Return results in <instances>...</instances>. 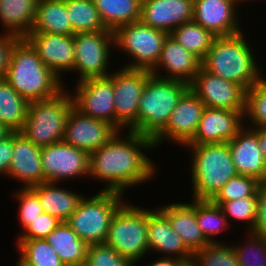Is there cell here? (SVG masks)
Listing matches in <instances>:
<instances>
[{"mask_svg": "<svg viewBox=\"0 0 266 266\" xmlns=\"http://www.w3.org/2000/svg\"><path fill=\"white\" fill-rule=\"evenodd\" d=\"M169 35L201 61L205 58L216 38L212 32L204 29L193 20L178 26Z\"/></svg>", "mask_w": 266, "mask_h": 266, "instance_id": "1f68e13d", "label": "cell"}, {"mask_svg": "<svg viewBox=\"0 0 266 266\" xmlns=\"http://www.w3.org/2000/svg\"><path fill=\"white\" fill-rule=\"evenodd\" d=\"M67 14L74 34L110 31L103 24L93 0H67Z\"/></svg>", "mask_w": 266, "mask_h": 266, "instance_id": "d6a6232c", "label": "cell"}, {"mask_svg": "<svg viewBox=\"0 0 266 266\" xmlns=\"http://www.w3.org/2000/svg\"><path fill=\"white\" fill-rule=\"evenodd\" d=\"M191 151L192 199L211 200L233 177L238 175L228 143L195 145Z\"/></svg>", "mask_w": 266, "mask_h": 266, "instance_id": "277c9868", "label": "cell"}, {"mask_svg": "<svg viewBox=\"0 0 266 266\" xmlns=\"http://www.w3.org/2000/svg\"><path fill=\"white\" fill-rule=\"evenodd\" d=\"M238 9L233 0H193V21L216 37L232 36L242 32Z\"/></svg>", "mask_w": 266, "mask_h": 266, "instance_id": "ac0fdd59", "label": "cell"}, {"mask_svg": "<svg viewBox=\"0 0 266 266\" xmlns=\"http://www.w3.org/2000/svg\"><path fill=\"white\" fill-rule=\"evenodd\" d=\"M147 227L148 209L125 200L111 219L105 244L136 266L149 254Z\"/></svg>", "mask_w": 266, "mask_h": 266, "instance_id": "52a82bcc", "label": "cell"}, {"mask_svg": "<svg viewBox=\"0 0 266 266\" xmlns=\"http://www.w3.org/2000/svg\"><path fill=\"white\" fill-rule=\"evenodd\" d=\"M245 36L242 31L232 36L216 37L201 61V66L208 72L248 90L265 75L258 65L255 50Z\"/></svg>", "mask_w": 266, "mask_h": 266, "instance_id": "7a4b0ae2", "label": "cell"}, {"mask_svg": "<svg viewBox=\"0 0 266 266\" xmlns=\"http://www.w3.org/2000/svg\"><path fill=\"white\" fill-rule=\"evenodd\" d=\"M257 193L256 220L250 233L266 237V182H260Z\"/></svg>", "mask_w": 266, "mask_h": 266, "instance_id": "f6af8a7d", "label": "cell"}, {"mask_svg": "<svg viewBox=\"0 0 266 266\" xmlns=\"http://www.w3.org/2000/svg\"><path fill=\"white\" fill-rule=\"evenodd\" d=\"M234 1V3L236 4V6L237 7H239V5H241V4H239V3H243V2H247L248 0H233ZM251 1V0H250Z\"/></svg>", "mask_w": 266, "mask_h": 266, "instance_id": "816d5d0a", "label": "cell"}, {"mask_svg": "<svg viewBox=\"0 0 266 266\" xmlns=\"http://www.w3.org/2000/svg\"><path fill=\"white\" fill-rule=\"evenodd\" d=\"M15 200L18 201L19 221L23 230L35 220L43 211L38 195L31 188L22 187L15 192ZM20 202V203H19Z\"/></svg>", "mask_w": 266, "mask_h": 266, "instance_id": "b9f144b4", "label": "cell"}, {"mask_svg": "<svg viewBox=\"0 0 266 266\" xmlns=\"http://www.w3.org/2000/svg\"><path fill=\"white\" fill-rule=\"evenodd\" d=\"M193 20V0H142L140 21L170 34Z\"/></svg>", "mask_w": 266, "mask_h": 266, "instance_id": "44dd1931", "label": "cell"}, {"mask_svg": "<svg viewBox=\"0 0 266 266\" xmlns=\"http://www.w3.org/2000/svg\"><path fill=\"white\" fill-rule=\"evenodd\" d=\"M41 161L44 182L63 185L67 179L89 177V153L64 140L41 147Z\"/></svg>", "mask_w": 266, "mask_h": 266, "instance_id": "7c38bea8", "label": "cell"}, {"mask_svg": "<svg viewBox=\"0 0 266 266\" xmlns=\"http://www.w3.org/2000/svg\"><path fill=\"white\" fill-rule=\"evenodd\" d=\"M243 116L247 127L266 128V78L246 90Z\"/></svg>", "mask_w": 266, "mask_h": 266, "instance_id": "d590c367", "label": "cell"}, {"mask_svg": "<svg viewBox=\"0 0 266 266\" xmlns=\"http://www.w3.org/2000/svg\"><path fill=\"white\" fill-rule=\"evenodd\" d=\"M58 184L44 182L30 188L38 195L44 212L66 222L85 195L59 187Z\"/></svg>", "mask_w": 266, "mask_h": 266, "instance_id": "484cf974", "label": "cell"}, {"mask_svg": "<svg viewBox=\"0 0 266 266\" xmlns=\"http://www.w3.org/2000/svg\"><path fill=\"white\" fill-rule=\"evenodd\" d=\"M73 107L71 92L65 88L52 98L29 102L20 133L39 147L62 141Z\"/></svg>", "mask_w": 266, "mask_h": 266, "instance_id": "8992f818", "label": "cell"}, {"mask_svg": "<svg viewBox=\"0 0 266 266\" xmlns=\"http://www.w3.org/2000/svg\"><path fill=\"white\" fill-rule=\"evenodd\" d=\"M189 88L207 108L244 111L246 90L234 82L212 74L202 66Z\"/></svg>", "mask_w": 266, "mask_h": 266, "instance_id": "9a60e30c", "label": "cell"}, {"mask_svg": "<svg viewBox=\"0 0 266 266\" xmlns=\"http://www.w3.org/2000/svg\"><path fill=\"white\" fill-rule=\"evenodd\" d=\"M13 152V133L5 140L0 141V176L8 175Z\"/></svg>", "mask_w": 266, "mask_h": 266, "instance_id": "bcb514c9", "label": "cell"}, {"mask_svg": "<svg viewBox=\"0 0 266 266\" xmlns=\"http://www.w3.org/2000/svg\"><path fill=\"white\" fill-rule=\"evenodd\" d=\"M20 39L21 37L14 34L0 33V79H4L10 64L12 51Z\"/></svg>", "mask_w": 266, "mask_h": 266, "instance_id": "ee69618b", "label": "cell"}, {"mask_svg": "<svg viewBox=\"0 0 266 266\" xmlns=\"http://www.w3.org/2000/svg\"><path fill=\"white\" fill-rule=\"evenodd\" d=\"M229 243L208 244L193 253L192 266H239L235 250Z\"/></svg>", "mask_w": 266, "mask_h": 266, "instance_id": "8d00e7d4", "label": "cell"}, {"mask_svg": "<svg viewBox=\"0 0 266 266\" xmlns=\"http://www.w3.org/2000/svg\"><path fill=\"white\" fill-rule=\"evenodd\" d=\"M122 197V193L102 190L92 197L85 195L66 223L87 245L103 244L113 215L125 202Z\"/></svg>", "mask_w": 266, "mask_h": 266, "instance_id": "ba28073f", "label": "cell"}, {"mask_svg": "<svg viewBox=\"0 0 266 266\" xmlns=\"http://www.w3.org/2000/svg\"><path fill=\"white\" fill-rule=\"evenodd\" d=\"M188 88L185 82L151 74L139 100L137 133L154 138L166 126L178 100Z\"/></svg>", "mask_w": 266, "mask_h": 266, "instance_id": "5b68a950", "label": "cell"}, {"mask_svg": "<svg viewBox=\"0 0 266 266\" xmlns=\"http://www.w3.org/2000/svg\"><path fill=\"white\" fill-rule=\"evenodd\" d=\"M112 47V48H111ZM114 47L113 31L76 33L74 35L75 63L73 72L79 80L107 77ZM111 49V50H110Z\"/></svg>", "mask_w": 266, "mask_h": 266, "instance_id": "8fae6325", "label": "cell"}, {"mask_svg": "<svg viewBox=\"0 0 266 266\" xmlns=\"http://www.w3.org/2000/svg\"><path fill=\"white\" fill-rule=\"evenodd\" d=\"M86 266H134L128 258L120 256L105 243L88 245Z\"/></svg>", "mask_w": 266, "mask_h": 266, "instance_id": "60d3db41", "label": "cell"}, {"mask_svg": "<svg viewBox=\"0 0 266 266\" xmlns=\"http://www.w3.org/2000/svg\"><path fill=\"white\" fill-rule=\"evenodd\" d=\"M200 67L201 60L168 35L164 41L160 59L150 72L156 77L179 80L189 85ZM163 70L166 75L165 73L163 75Z\"/></svg>", "mask_w": 266, "mask_h": 266, "instance_id": "ffe728a7", "label": "cell"}, {"mask_svg": "<svg viewBox=\"0 0 266 266\" xmlns=\"http://www.w3.org/2000/svg\"><path fill=\"white\" fill-rule=\"evenodd\" d=\"M45 240L65 266L85 265L88 245L66 222H61Z\"/></svg>", "mask_w": 266, "mask_h": 266, "instance_id": "f1b7e54d", "label": "cell"}, {"mask_svg": "<svg viewBox=\"0 0 266 266\" xmlns=\"http://www.w3.org/2000/svg\"><path fill=\"white\" fill-rule=\"evenodd\" d=\"M12 133L13 131H11L7 126L0 123V141L5 140Z\"/></svg>", "mask_w": 266, "mask_h": 266, "instance_id": "681fc988", "label": "cell"}, {"mask_svg": "<svg viewBox=\"0 0 266 266\" xmlns=\"http://www.w3.org/2000/svg\"><path fill=\"white\" fill-rule=\"evenodd\" d=\"M19 259H17L16 262V266H31L29 264H27L25 261H23L20 257H18Z\"/></svg>", "mask_w": 266, "mask_h": 266, "instance_id": "f907efd6", "label": "cell"}, {"mask_svg": "<svg viewBox=\"0 0 266 266\" xmlns=\"http://www.w3.org/2000/svg\"><path fill=\"white\" fill-rule=\"evenodd\" d=\"M4 79L28 102L52 98L67 88L25 38L15 44Z\"/></svg>", "mask_w": 266, "mask_h": 266, "instance_id": "3957f363", "label": "cell"}, {"mask_svg": "<svg viewBox=\"0 0 266 266\" xmlns=\"http://www.w3.org/2000/svg\"><path fill=\"white\" fill-rule=\"evenodd\" d=\"M248 234V235H247ZM245 243L232 245L239 266H266V237L247 232ZM249 237V238H248Z\"/></svg>", "mask_w": 266, "mask_h": 266, "instance_id": "f35d334b", "label": "cell"}, {"mask_svg": "<svg viewBox=\"0 0 266 266\" xmlns=\"http://www.w3.org/2000/svg\"><path fill=\"white\" fill-rule=\"evenodd\" d=\"M151 72L146 69L119 68L108 77L114 84L115 129L137 133L139 100ZM127 128V129H126Z\"/></svg>", "mask_w": 266, "mask_h": 266, "instance_id": "30bf717a", "label": "cell"}, {"mask_svg": "<svg viewBox=\"0 0 266 266\" xmlns=\"http://www.w3.org/2000/svg\"><path fill=\"white\" fill-rule=\"evenodd\" d=\"M196 220L210 244L225 243L215 239V235L229 229L231 225L219 205L214 204L211 200L196 199Z\"/></svg>", "mask_w": 266, "mask_h": 266, "instance_id": "836d02e7", "label": "cell"}, {"mask_svg": "<svg viewBox=\"0 0 266 266\" xmlns=\"http://www.w3.org/2000/svg\"><path fill=\"white\" fill-rule=\"evenodd\" d=\"M258 143L266 163V128H258Z\"/></svg>", "mask_w": 266, "mask_h": 266, "instance_id": "c3c4849f", "label": "cell"}, {"mask_svg": "<svg viewBox=\"0 0 266 266\" xmlns=\"http://www.w3.org/2000/svg\"><path fill=\"white\" fill-rule=\"evenodd\" d=\"M31 32L75 35L67 14V0H39Z\"/></svg>", "mask_w": 266, "mask_h": 266, "instance_id": "83f0119b", "label": "cell"}, {"mask_svg": "<svg viewBox=\"0 0 266 266\" xmlns=\"http://www.w3.org/2000/svg\"><path fill=\"white\" fill-rule=\"evenodd\" d=\"M116 133L111 124L85 116L73 107L66 121L63 140L91 153L104 146Z\"/></svg>", "mask_w": 266, "mask_h": 266, "instance_id": "d6986e66", "label": "cell"}, {"mask_svg": "<svg viewBox=\"0 0 266 266\" xmlns=\"http://www.w3.org/2000/svg\"><path fill=\"white\" fill-rule=\"evenodd\" d=\"M114 48L120 49L130 58V63L122 66L129 69L151 71L158 63L163 44L168 33L143 24L141 21L129 23L114 32Z\"/></svg>", "mask_w": 266, "mask_h": 266, "instance_id": "9c48e42d", "label": "cell"}, {"mask_svg": "<svg viewBox=\"0 0 266 266\" xmlns=\"http://www.w3.org/2000/svg\"><path fill=\"white\" fill-rule=\"evenodd\" d=\"M158 209L168 218L173 230L182 238L183 243L192 252L210 244L196 220V199L189 202L168 203Z\"/></svg>", "mask_w": 266, "mask_h": 266, "instance_id": "d4e9b609", "label": "cell"}, {"mask_svg": "<svg viewBox=\"0 0 266 266\" xmlns=\"http://www.w3.org/2000/svg\"><path fill=\"white\" fill-rule=\"evenodd\" d=\"M142 0H93L105 27L115 31L120 26L140 21Z\"/></svg>", "mask_w": 266, "mask_h": 266, "instance_id": "f546056e", "label": "cell"}, {"mask_svg": "<svg viewBox=\"0 0 266 266\" xmlns=\"http://www.w3.org/2000/svg\"><path fill=\"white\" fill-rule=\"evenodd\" d=\"M205 108L200 98L188 88L178 100L166 126L153 138L155 147H160L166 140L177 146L187 145L195 135Z\"/></svg>", "mask_w": 266, "mask_h": 266, "instance_id": "5bb4252c", "label": "cell"}, {"mask_svg": "<svg viewBox=\"0 0 266 266\" xmlns=\"http://www.w3.org/2000/svg\"><path fill=\"white\" fill-rule=\"evenodd\" d=\"M260 181L251 176L238 174L231 178L211 199L216 205L254 195Z\"/></svg>", "mask_w": 266, "mask_h": 266, "instance_id": "74e56055", "label": "cell"}, {"mask_svg": "<svg viewBox=\"0 0 266 266\" xmlns=\"http://www.w3.org/2000/svg\"><path fill=\"white\" fill-rule=\"evenodd\" d=\"M124 135L117 131L104 146L89 153V177L106 183L102 191L124 194L130 186L152 181L159 170L146 155L148 149H155L153 138L130 130Z\"/></svg>", "mask_w": 266, "mask_h": 266, "instance_id": "6da1fadb", "label": "cell"}, {"mask_svg": "<svg viewBox=\"0 0 266 266\" xmlns=\"http://www.w3.org/2000/svg\"><path fill=\"white\" fill-rule=\"evenodd\" d=\"M238 174L251 176L260 182L266 179V163L258 143V128L244 126L228 142Z\"/></svg>", "mask_w": 266, "mask_h": 266, "instance_id": "603a6c76", "label": "cell"}, {"mask_svg": "<svg viewBox=\"0 0 266 266\" xmlns=\"http://www.w3.org/2000/svg\"><path fill=\"white\" fill-rule=\"evenodd\" d=\"M243 112L206 107L188 144L228 143L245 126Z\"/></svg>", "mask_w": 266, "mask_h": 266, "instance_id": "e0dca14e", "label": "cell"}, {"mask_svg": "<svg viewBox=\"0 0 266 266\" xmlns=\"http://www.w3.org/2000/svg\"><path fill=\"white\" fill-rule=\"evenodd\" d=\"M61 223L53 215L42 212L20 234L18 239H45Z\"/></svg>", "mask_w": 266, "mask_h": 266, "instance_id": "7bdbcfd3", "label": "cell"}, {"mask_svg": "<svg viewBox=\"0 0 266 266\" xmlns=\"http://www.w3.org/2000/svg\"><path fill=\"white\" fill-rule=\"evenodd\" d=\"M258 205V193L249 197H244L241 199H235L228 202H223L220 205L224 215L228 218L230 223L231 219L239 222H246L247 231L250 232L254 226L256 220Z\"/></svg>", "mask_w": 266, "mask_h": 266, "instance_id": "ab89813d", "label": "cell"}, {"mask_svg": "<svg viewBox=\"0 0 266 266\" xmlns=\"http://www.w3.org/2000/svg\"><path fill=\"white\" fill-rule=\"evenodd\" d=\"M39 0H0V23L5 33L25 38L35 21Z\"/></svg>", "mask_w": 266, "mask_h": 266, "instance_id": "4316f807", "label": "cell"}, {"mask_svg": "<svg viewBox=\"0 0 266 266\" xmlns=\"http://www.w3.org/2000/svg\"><path fill=\"white\" fill-rule=\"evenodd\" d=\"M162 257L160 256L159 259L153 260L154 262H150L151 264L144 266H187L188 265V263L185 260H182L180 258L166 257V256Z\"/></svg>", "mask_w": 266, "mask_h": 266, "instance_id": "7dc6e473", "label": "cell"}, {"mask_svg": "<svg viewBox=\"0 0 266 266\" xmlns=\"http://www.w3.org/2000/svg\"><path fill=\"white\" fill-rule=\"evenodd\" d=\"M19 257L31 266H65L45 239H17Z\"/></svg>", "mask_w": 266, "mask_h": 266, "instance_id": "e575fe53", "label": "cell"}, {"mask_svg": "<svg viewBox=\"0 0 266 266\" xmlns=\"http://www.w3.org/2000/svg\"><path fill=\"white\" fill-rule=\"evenodd\" d=\"M29 102L5 79H0V123L13 132L23 128Z\"/></svg>", "mask_w": 266, "mask_h": 266, "instance_id": "4dcf8cb0", "label": "cell"}, {"mask_svg": "<svg viewBox=\"0 0 266 266\" xmlns=\"http://www.w3.org/2000/svg\"><path fill=\"white\" fill-rule=\"evenodd\" d=\"M25 39L35 49L41 61L60 79H63L62 71L65 73L73 71L74 35L30 32Z\"/></svg>", "mask_w": 266, "mask_h": 266, "instance_id": "2e32d148", "label": "cell"}, {"mask_svg": "<svg viewBox=\"0 0 266 266\" xmlns=\"http://www.w3.org/2000/svg\"><path fill=\"white\" fill-rule=\"evenodd\" d=\"M147 239L149 253H164L166 257H176L191 264L193 253L173 230L168 218L158 209H148Z\"/></svg>", "mask_w": 266, "mask_h": 266, "instance_id": "cb8c5ba5", "label": "cell"}, {"mask_svg": "<svg viewBox=\"0 0 266 266\" xmlns=\"http://www.w3.org/2000/svg\"><path fill=\"white\" fill-rule=\"evenodd\" d=\"M8 175L22 183L24 188L44 183L41 147L26 139L20 132H13V152Z\"/></svg>", "mask_w": 266, "mask_h": 266, "instance_id": "7402d4cb", "label": "cell"}, {"mask_svg": "<svg viewBox=\"0 0 266 266\" xmlns=\"http://www.w3.org/2000/svg\"><path fill=\"white\" fill-rule=\"evenodd\" d=\"M74 89L71 97L76 110L115 128L114 84L108 76L78 81Z\"/></svg>", "mask_w": 266, "mask_h": 266, "instance_id": "4fadbf2b", "label": "cell"}]
</instances>
